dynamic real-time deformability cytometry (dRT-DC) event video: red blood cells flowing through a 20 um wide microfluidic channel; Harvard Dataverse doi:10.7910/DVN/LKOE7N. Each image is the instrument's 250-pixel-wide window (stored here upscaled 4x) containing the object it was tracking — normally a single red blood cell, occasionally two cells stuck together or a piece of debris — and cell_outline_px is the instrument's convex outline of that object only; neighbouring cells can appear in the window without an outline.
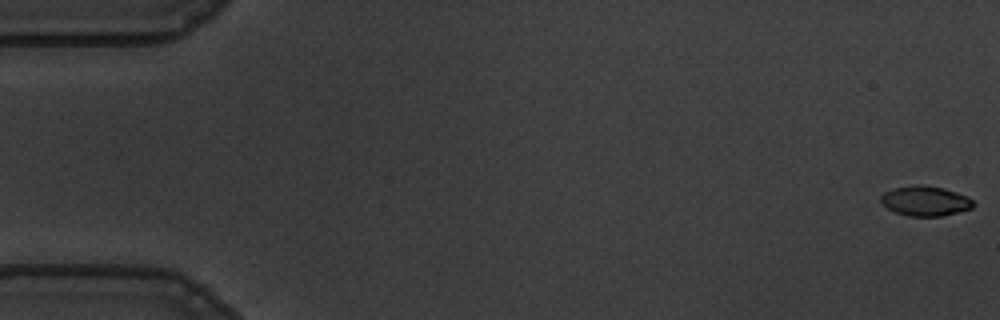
{"species": "common noctule bat (a hibernating species)", "species_latin": "Nyctalus noctula", "temperature_condition": "warm", "stored_images_in_passage": 47, "camera_frame_rate_fps": 3000, "um_per_image_px": 0.085, "animal": {"sex": "male", "body_mass_g": 19.5, "forearm_length_mm": 54.6}, "frame": {"image": 1, "passage_image": 1, "time_ms": 0.0, "image_size_px": [1000, 320], "cell_outline_px": [[976, 204], [972, 208], [940, 216], [908, 216], [896, 212], [888, 208], [880, 200], [880, 196], [884, 192], [892, 188], [920, 184], [944, 188], [968, 196]], "centroid_in_image_um": [78.65, 17.07], "position_along_channel_um": 6.3, "area_um2": 16.07}}